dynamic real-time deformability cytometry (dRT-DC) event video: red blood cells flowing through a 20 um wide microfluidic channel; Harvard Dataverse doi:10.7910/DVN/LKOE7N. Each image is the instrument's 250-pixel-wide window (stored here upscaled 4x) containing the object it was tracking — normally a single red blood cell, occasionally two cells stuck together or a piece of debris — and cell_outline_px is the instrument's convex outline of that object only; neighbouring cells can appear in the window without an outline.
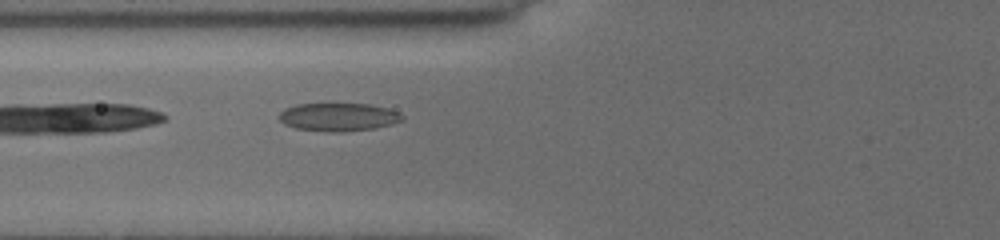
{"species": "common noctule bat (a hibernating species)", "species_latin": "Nyctalus noctula", "temperature_condition": "cold", "stored_images_in_passage": 3, "camera_frame_rate_fps": 3000, "um_per_image_px": 0.085, "animal": {"sex": "female", "body_mass_g": 19.5, "forearm_length_mm": 54.1}, "frame": {"image": 1, "passage_image": 3, "time_ms": 1.667, "image_size_px": [1000, 240], "cell_outline_px": [[404, 120], [392, 124], [372, 128], [344, 132], [328, 132], [296, 128], [284, 124], [280, 120], [280, 112], [284, 108], [296, 104], [368, 104], [388, 108], [400, 112], [404, 116]], "centroid_in_image_um": [28.78, 9.94], "position_along_channel_um": 97.0, "area_um2": 20.23}}